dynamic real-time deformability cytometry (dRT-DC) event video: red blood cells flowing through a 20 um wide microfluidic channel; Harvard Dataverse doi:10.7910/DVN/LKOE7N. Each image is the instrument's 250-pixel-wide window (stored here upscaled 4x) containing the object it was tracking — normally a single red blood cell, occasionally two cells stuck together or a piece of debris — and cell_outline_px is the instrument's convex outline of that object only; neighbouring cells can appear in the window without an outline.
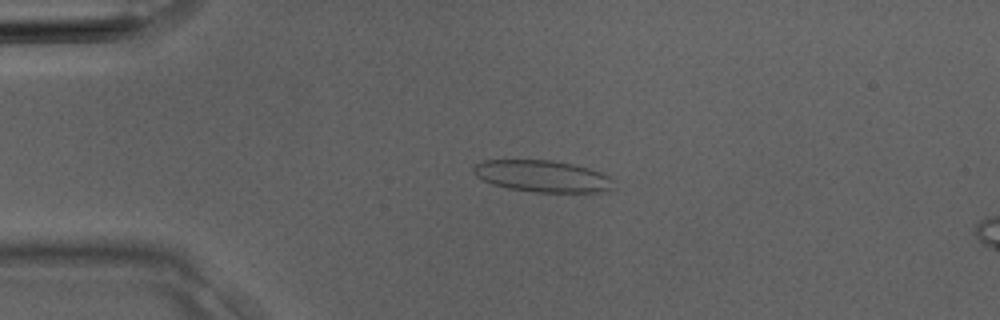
{"species": "Egyptian fruit bat (a non-hibernating species)", "species_latin": "Rousettus aegyptiacus", "temperature_condition": "room temperature", "stored_images_in_passage": 3, "camera_frame_rate_fps": 3000, "um_per_image_px": 0.085, "animal": {"sex": "male"}, "frame": {"image": 1, "passage_image": 2, "time_ms": 0.333, "image_size_px": [1000, 320], "cell_outline_px": [[616, 188], [600, 192], [532, 192], [508, 188], [492, 184], [476, 176], [472, 172], [472, 168], [476, 164], [484, 160], [552, 160], [572, 164], [588, 168], [600, 172], [608, 176], [612, 180]], "centroid_in_image_um": [46.11, 14.98], "position_along_channel_um": 38.9, "area_um2": 25.95}}